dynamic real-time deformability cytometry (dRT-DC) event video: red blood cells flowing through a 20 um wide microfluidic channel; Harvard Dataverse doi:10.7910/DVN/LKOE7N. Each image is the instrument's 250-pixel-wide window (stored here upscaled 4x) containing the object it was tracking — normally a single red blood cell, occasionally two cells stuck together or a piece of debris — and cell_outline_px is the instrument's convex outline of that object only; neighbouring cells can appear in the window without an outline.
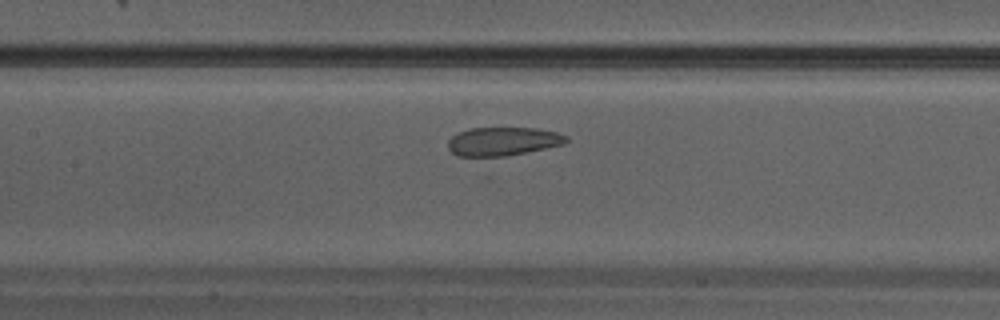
{"species": "Egyptian fruit bat (a non-hibernating species)", "species_latin": "Rousettus aegyptiacus", "temperature_condition": "warm", "stored_images_in_passage": 19, "camera_frame_rate_fps": 3000, "um_per_image_px": 0.085, "animal": {"sex": "male"}, "frame": {"image": 1, "passage_image": 7, "time_ms": 2.0, "image_size_px": [1000, 320], "cell_outline_px": [[568, 140], [564, 144], [508, 156], [488, 160], [456, 156], [448, 148], [448, 140], [456, 132], [468, 128], [536, 128], [556, 132], [568, 136]], "centroid_in_image_um": [42.66, 12.06], "position_along_channel_um": 164.7, "area_um2": 20.52}}
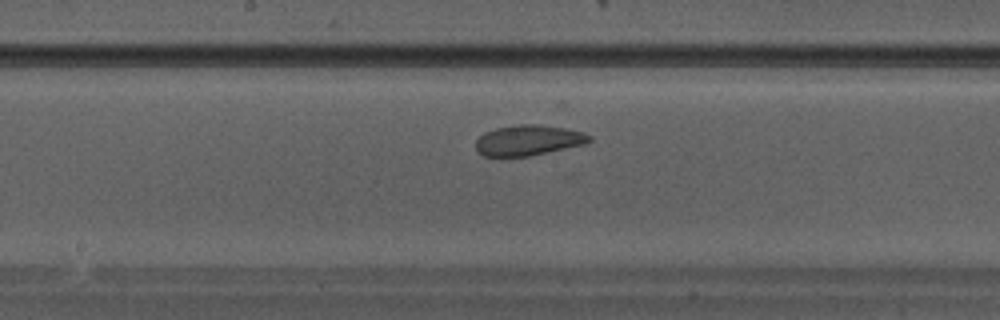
{"frame": {"image": 2, "passage_image": 9, "time_ms": 2.667, "image_size_px": [1000, 320], "cell_outline_px": [[592, 140], [584, 144], [528, 156], [484, 156], [476, 152], [476, 140], [484, 132], [496, 128], [520, 124], [540, 124], [564, 128], [584, 132], [592, 136]], "centroid_in_image_um": [44.9, 11.91], "position_along_channel_um": 203.3, "area_um2": 20.11}}
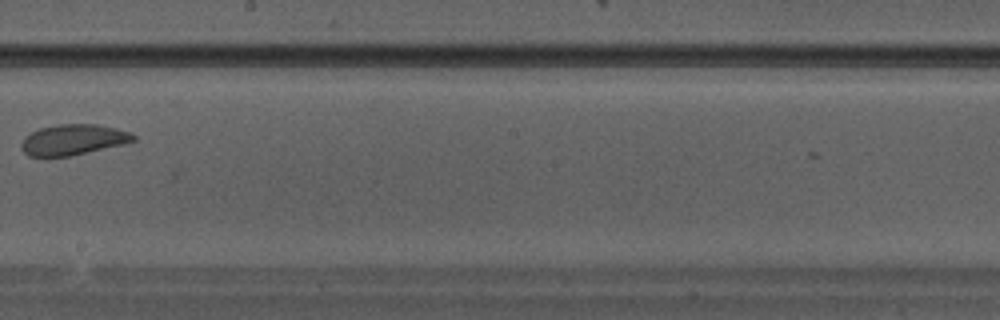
{"frame": {"image": 3, "passage_image": 11, "time_ms": 3.333, "image_size_px": [1000, 320], "cell_outline_px": [[136, 140], [72, 156], [28, 156], [20, 148], [20, 144], [24, 136], [40, 128], [60, 124], [96, 124], [116, 128], [128, 132], [136, 136]], "centroid_in_image_um": [6.17, 11.87], "position_along_channel_um": 242.0, "area_um2": 19.83}}